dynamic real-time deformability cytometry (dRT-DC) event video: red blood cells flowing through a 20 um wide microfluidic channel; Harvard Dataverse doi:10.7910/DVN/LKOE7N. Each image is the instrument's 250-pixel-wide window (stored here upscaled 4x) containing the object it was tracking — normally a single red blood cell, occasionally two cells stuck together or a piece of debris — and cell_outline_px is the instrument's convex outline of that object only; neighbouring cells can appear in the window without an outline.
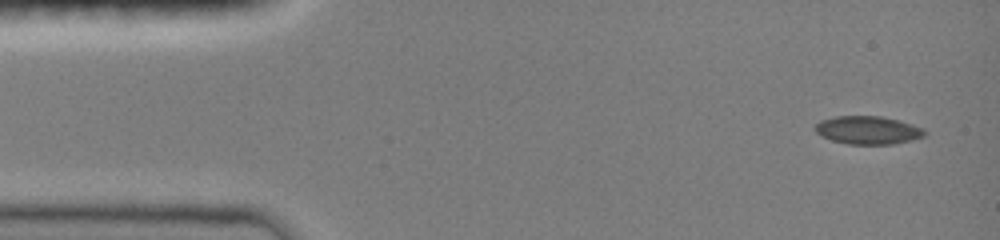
{"species": "common noctule bat (a hibernating species)", "species_latin": "Nyctalus noctula", "temperature_condition": "room temperature", "stored_images_in_passage": 21, "camera_frame_rate_fps": 3000, "um_per_image_px": 0.085, "animal": {"sex": "female", "body_mass_g": 19.0, "forearm_length_mm": 51.5}, "frame": {"image": 1, "passage_image": 1, "time_ms": 0.0, "image_size_px": [1000, 240], "cell_outline_px": [[924, 136], [912, 140], [892, 144], [848, 144], [832, 140], [816, 132], [812, 128], [820, 120], [836, 116], [880, 116], [912, 124], [924, 128]], "centroid_in_image_um": [73.75, 11.06], "position_along_channel_um": 11.3, "area_um2": 17.8}}
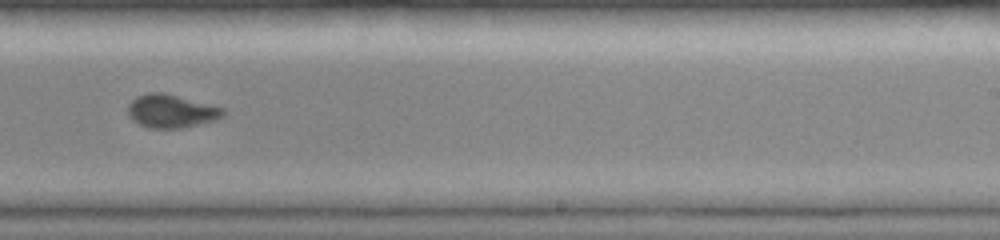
{"frame": {"image": 2, "passage_image": 10, "time_ms": 9.0, "image_size_px": [1000, 240], "cell_outline_px": [[228, 112], [224, 116], [216, 120], [200, 124], [180, 128], [148, 128], [132, 120], [128, 116], [128, 104], [136, 96], [148, 92], [164, 92], [224, 108]], "centroid_in_image_um": [14.57, 9.44], "position_along_channel_um": 274.4, "area_um2": 18.67}}
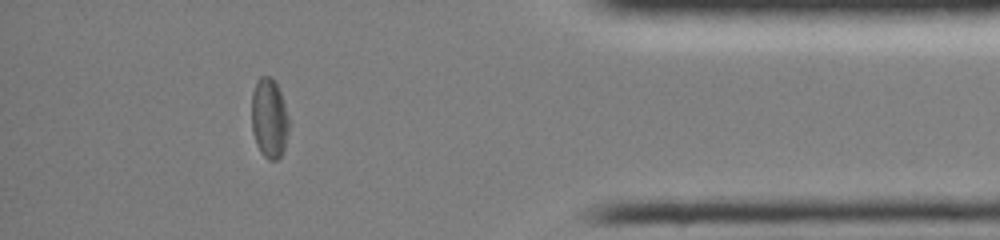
{"frame": {"image": 3, "passage_image": 18, "time_ms": 13.0, "image_size_px": [1000, 240], "cell_outline_px": [[288, 132], [284, 152], [276, 160], [268, 160], [260, 152], [256, 144], [252, 132], [252, 92], [256, 80], [260, 76], [268, 76], [276, 84], [280, 92], [288, 116]], "centroid_in_image_um": [22.87, 10.09], "position_along_channel_um": 412.3, "area_um2": 17.34}, "authors_computed_cell_mechanics": {"area_um2": 18.2648, "velocity_mm_per_s": 4.0805, "shape_relaxation_time_tau1_ms": 8.4526, "shape_relaxation_time_tau2_ms": 1.759, "deformation_change_tau1": 0.1582, "deformation_change_tau2": 0.0448}}